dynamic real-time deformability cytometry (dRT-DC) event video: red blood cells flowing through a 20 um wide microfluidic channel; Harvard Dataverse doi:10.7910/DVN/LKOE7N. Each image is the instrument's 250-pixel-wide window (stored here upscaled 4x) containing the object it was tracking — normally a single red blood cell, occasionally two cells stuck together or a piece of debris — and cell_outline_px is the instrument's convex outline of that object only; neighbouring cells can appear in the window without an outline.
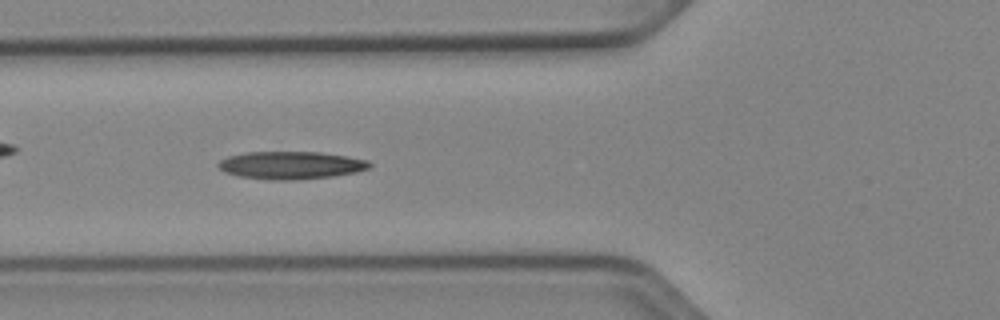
{"species": "Egyptian fruit bat (a non-hibernating species)", "species_latin": "Rousettus aegyptiacus", "temperature_condition": "cold", "stored_images_in_passage": 41, "camera_frame_rate_fps": 3000, "um_per_image_px": 0.085, "animal": {"sex": "female"}, "frame": {"image": 1, "passage_image": 8, "time_ms": 2.333, "image_size_px": [1000, 320], "cell_outline_px": [[372, 164], [368, 168], [356, 172], [332, 176], [300, 180], [268, 180], [236, 176], [224, 172], [216, 164], [220, 160], [228, 156], [248, 152], [320, 152], [348, 156], [368, 160]], "centroid_in_image_um": [24.71, 14.05], "position_along_channel_um": 101.1, "area_um2": 24.62}}
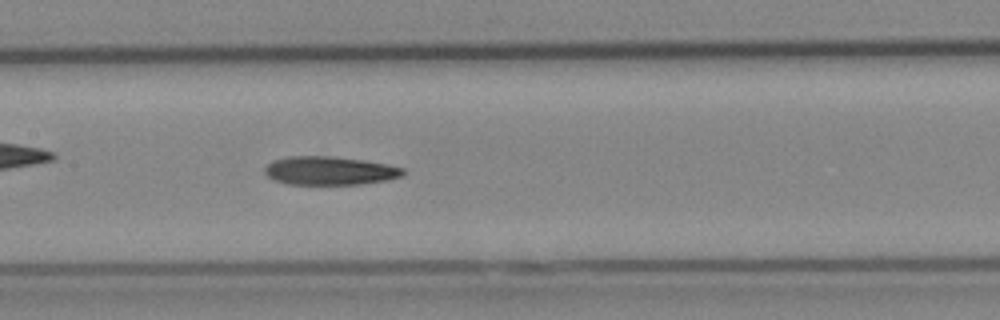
{"frame": {"image": 2, "passage_image": 14, "time_ms": 4.333, "image_size_px": [1000, 320], "cell_outline_px": [[404, 172], [400, 176], [384, 180], [360, 184], [288, 184], [272, 180], [264, 172], [264, 168], [268, 164], [276, 160], [288, 156], [332, 156], [364, 160], [388, 164], [404, 168]], "centroid_in_image_um": [27.99, 14.5], "position_along_channel_um": 179.4, "area_um2": 22.83}}
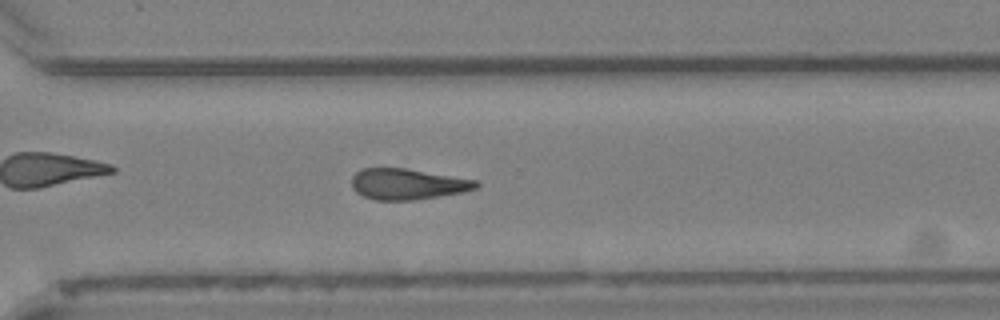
{"frame": {"image": 3, "passage_image": 26, "time_ms": 8.333, "image_size_px": [1000, 320], "cell_outline_px": [[480, 184], [476, 188], [464, 192], [412, 200], [376, 200], [364, 196], [356, 192], [352, 188], [352, 176], [356, 172], [364, 168], [404, 168], [480, 180]], "centroid_in_image_um": [34.67, 15.64], "position_along_channel_um": 335.9, "area_um2": 22.43}, "authors_computed_cell_mechanics": {"area_um2": 22.7154, "velocity_mm_per_s": 3.9164, "shape_relaxation_time_tau1_ms": 6.0642, "shape_relaxation_time_tau2_ms": null, "deformation_change_tau1": 0.1753, "deformation_change_tau2": null}}